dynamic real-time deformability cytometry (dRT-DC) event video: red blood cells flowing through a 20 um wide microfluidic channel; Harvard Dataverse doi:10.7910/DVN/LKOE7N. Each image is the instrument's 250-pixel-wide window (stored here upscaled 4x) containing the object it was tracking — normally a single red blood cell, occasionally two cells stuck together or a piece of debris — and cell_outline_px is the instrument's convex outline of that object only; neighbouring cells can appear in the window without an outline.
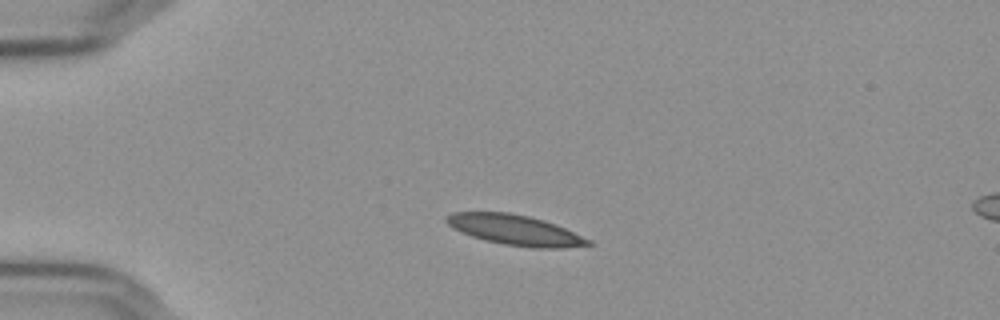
{"species": "Egyptian fruit bat (a non-hibernating species)", "species_latin": "Rousettus aegyptiacus", "temperature_condition": "cold", "stored_images_in_passage": 44, "camera_frame_rate_fps": 3000, "um_per_image_px": 0.085, "frame": {"image": 1, "passage_image": 1, "time_ms": 0.0, "image_size_px": [1000, 320], "cell_outline_px": [[592, 244], [560, 248], [532, 248], [504, 244], [472, 236], [452, 228], [444, 220], [444, 216], [452, 212], [508, 212], [528, 216], [544, 220], [564, 228], [592, 240]], "centroid_in_image_um": [43.75, 19.54], "position_along_channel_um": 41.2, "area_um2": 24.8}}
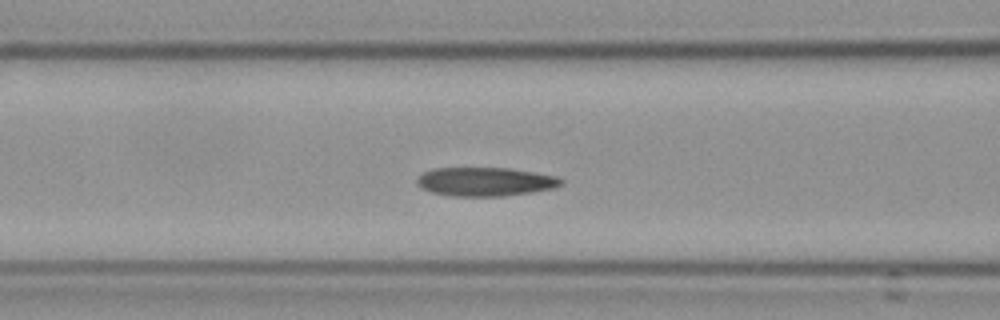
{"frame": {"image": 2, "passage_image": 11, "time_ms": 3.333, "image_size_px": [1000, 320], "cell_outline_px": [[564, 180], [560, 184], [552, 188], [504, 196], [452, 196], [432, 192], [420, 188], [416, 184], [416, 180], [424, 172], [432, 168], [508, 168], [556, 176]], "centroid_in_image_um": [41.18, 15.44], "position_along_channel_um": 125.4, "area_um2": 23.93}}
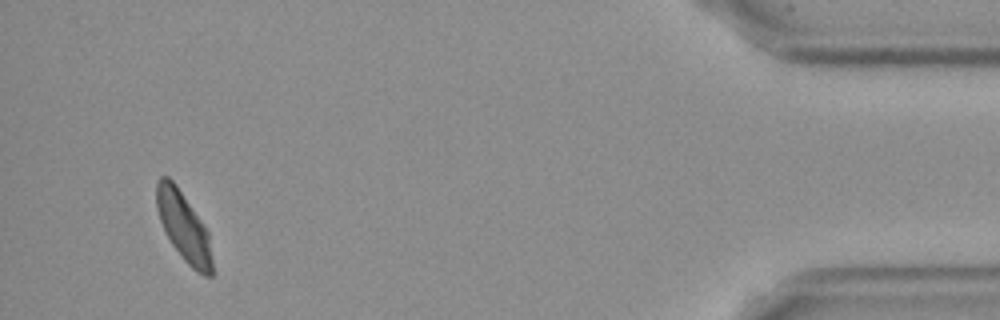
{"frame": {"image": 3, "passage_image": 41, "time_ms": 13.333, "image_size_px": [1000, 320], "cell_outline_px": [[212, 276], [204, 276], [196, 272], [184, 260], [172, 244], [160, 220], [156, 208], [156, 180], [160, 176], [168, 176], [176, 184], [208, 232], [212, 260]], "centroid_in_image_um": [15.59, 19.25], "position_along_channel_um": 419.6, "area_um2": 22.08}}